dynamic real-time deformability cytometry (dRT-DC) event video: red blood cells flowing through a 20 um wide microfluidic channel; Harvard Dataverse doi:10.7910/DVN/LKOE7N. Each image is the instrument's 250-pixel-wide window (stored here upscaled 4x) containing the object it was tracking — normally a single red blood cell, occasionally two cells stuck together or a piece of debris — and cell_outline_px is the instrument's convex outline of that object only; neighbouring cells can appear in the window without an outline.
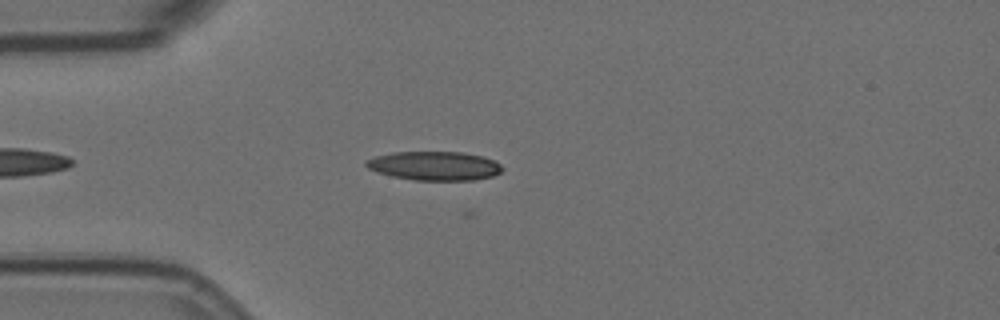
{"species": "Egyptian fruit bat (a non-hibernating species)", "species_latin": "Rousettus aegyptiacus", "temperature_condition": "room temperature", "stored_images_in_passage": 26, "camera_frame_rate_fps": 3000, "um_per_image_px": 0.085, "animal": {"sex": "female"}, "frame": {"image": 1, "passage_image": 7, "time_ms": 2.0, "image_size_px": [1000, 320], "cell_outline_px": [[504, 168], [500, 172], [492, 176], [472, 180], [416, 180], [392, 176], [368, 168], [364, 164], [364, 160], [376, 156], [392, 152], [460, 152], [484, 156], [500, 164]], "centroid_in_image_um": [36.93, 14.09], "position_along_channel_um": 48.1, "area_um2": 22.83}}
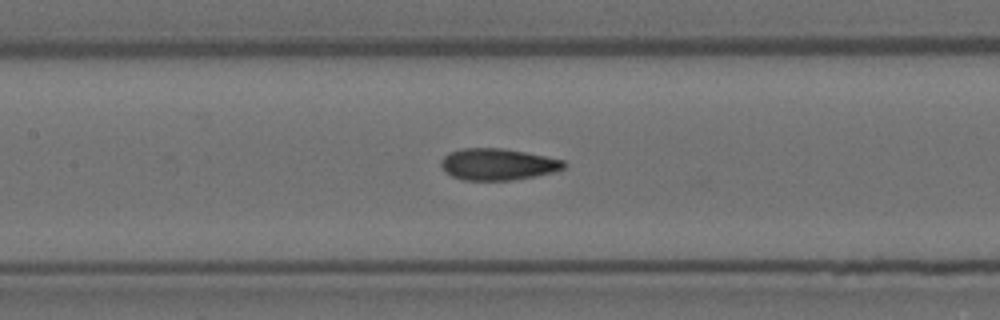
{"frame": {"image": 2, "passage_image": 18, "time_ms": 5.667, "image_size_px": [1000, 320], "cell_outline_px": [[568, 164], [564, 168], [552, 172], [512, 180], [464, 180], [452, 176], [444, 172], [440, 164], [440, 160], [448, 152], [464, 148], [504, 148], [564, 160]], "centroid_in_image_um": [42.27, 13.96], "position_along_channel_um": 165.1, "area_um2": 22.6}}
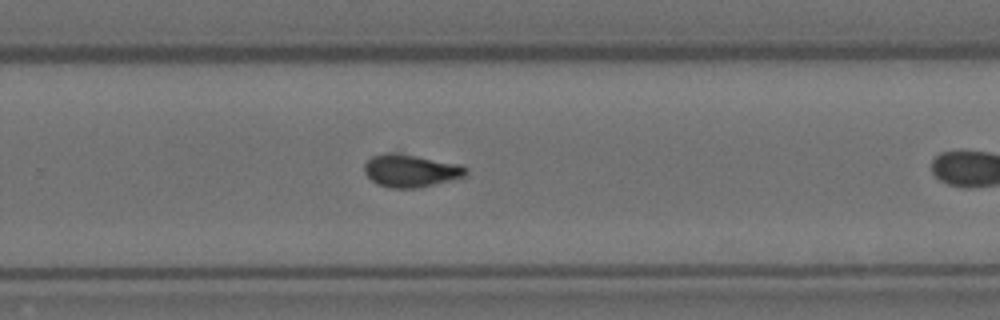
{"frame": {"image": 3, "passage_image": 25, "time_ms": 8.0, "image_size_px": [1000, 320], "cell_outline_px": [[468, 172], [464, 176], [416, 188], [388, 188], [376, 184], [364, 172], [364, 164], [372, 156], [384, 152], [400, 152], [460, 164], [468, 168]], "centroid_in_image_um": [34.87, 14.48], "position_along_channel_um": 294.9, "area_um2": 19.48}}